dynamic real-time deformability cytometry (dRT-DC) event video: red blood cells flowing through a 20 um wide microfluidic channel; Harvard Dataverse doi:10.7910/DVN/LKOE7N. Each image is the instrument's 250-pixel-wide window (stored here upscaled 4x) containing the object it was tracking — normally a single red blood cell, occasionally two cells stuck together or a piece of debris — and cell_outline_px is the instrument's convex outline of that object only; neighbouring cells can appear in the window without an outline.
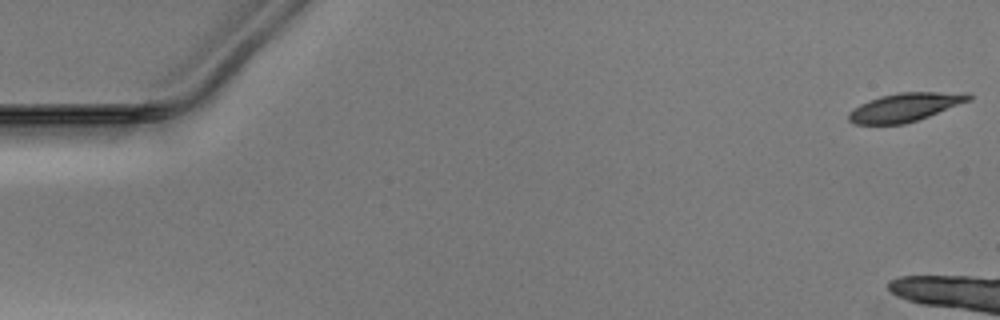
{"species": "Egyptian fruit bat (a non-hibernating species)", "species_latin": "Rousettus aegyptiacus", "temperature_condition": "warm", "stored_images_in_passage": 7, "camera_frame_rate_fps": 3000, "um_per_image_px": 0.085, "animal": {"sex": "male"}, "frame": {"image": 1, "passage_image": 1, "time_ms": 0.0, "image_size_px": [1000, 320], "cell_outline_px": [[972, 100], [928, 116], [904, 124], [856, 124], [848, 120], [848, 112], [860, 104], [880, 96], [900, 92], [968, 92], [972, 96]], "centroid_in_image_um": [76.95, 9.1], "position_along_channel_um": 8.0, "area_um2": 19.88}}